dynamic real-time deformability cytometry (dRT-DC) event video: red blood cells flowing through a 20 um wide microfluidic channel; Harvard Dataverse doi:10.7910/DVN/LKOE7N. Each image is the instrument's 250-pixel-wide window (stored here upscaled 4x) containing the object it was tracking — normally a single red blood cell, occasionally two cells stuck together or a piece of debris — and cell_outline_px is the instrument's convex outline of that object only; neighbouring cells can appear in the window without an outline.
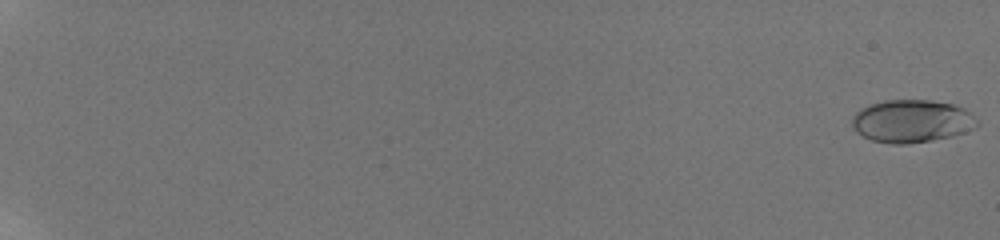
{"species": "human", "species_latin": "Homo sapiens", "temperature_condition": "room temperature", "stored_images_in_passage": 59, "camera_frame_rate_fps": 3000, "um_per_image_px": 0.085, "donor": {"sex": "male"}, "frame": {"image": 1, "passage_image": 1, "time_ms": 0.0, "image_size_px": [1000, 240], "cell_outline_px": [[980, 124], [976, 128], [952, 136], [932, 140], [908, 144], [892, 144], [872, 140], [856, 132], [852, 128], [852, 116], [860, 108], [884, 100], [928, 100], [952, 104], [964, 108]], "centroid_in_image_um": [77.48, 10.3], "position_along_channel_um": 7.5, "area_um2": 31.15}}
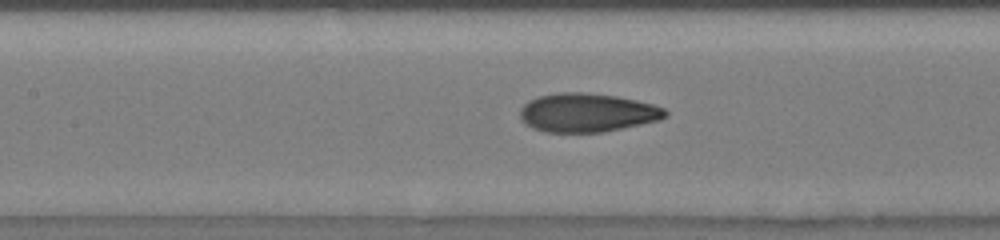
{"frame": {"image": 2, "passage_image": 33, "time_ms": 10.667, "image_size_px": [1000, 240], "cell_outline_px": [[668, 116], [660, 120], [604, 132], [548, 132], [532, 128], [524, 124], [520, 120], [520, 108], [528, 100], [536, 96], [560, 92], [584, 92], [616, 96], [636, 100], [652, 104], [664, 108], [668, 112]], "centroid_in_image_um": [49.89, 9.57], "position_along_channel_um": 157.5, "area_um2": 33.06}}
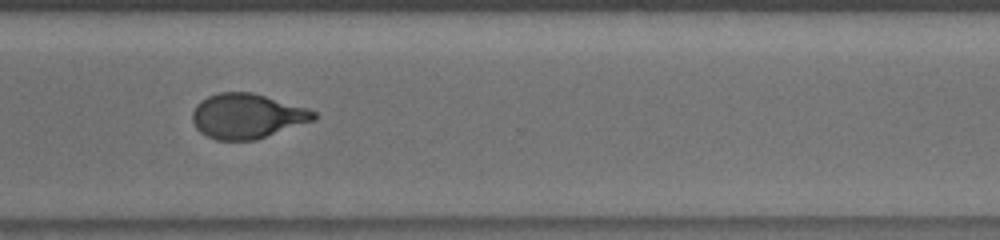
{"frame": {"image": 3, "passage_image": 48, "time_ms": 15.667, "image_size_px": [1000, 240], "cell_outline_px": [[316, 120], [256, 140], [216, 140], [200, 132], [196, 128], [192, 120], [192, 112], [196, 104], [200, 100], [208, 96], [220, 92], [252, 92], [308, 108], [316, 112]], "centroid_in_image_um": [21.0, 9.87], "position_along_channel_um": 349.6, "area_um2": 31.91}, "authors_computed_cell_mechanics": {"area_um2": 31.6166, "velocity_mm_per_s": 3.8512, "shape_relaxation_time_tau1_ms": 4.6483, "shape_relaxation_time_tau2_ms": 1.0579, "deformation_change_tau1": 0.1915, "deformation_change_tau2": 0.07}}